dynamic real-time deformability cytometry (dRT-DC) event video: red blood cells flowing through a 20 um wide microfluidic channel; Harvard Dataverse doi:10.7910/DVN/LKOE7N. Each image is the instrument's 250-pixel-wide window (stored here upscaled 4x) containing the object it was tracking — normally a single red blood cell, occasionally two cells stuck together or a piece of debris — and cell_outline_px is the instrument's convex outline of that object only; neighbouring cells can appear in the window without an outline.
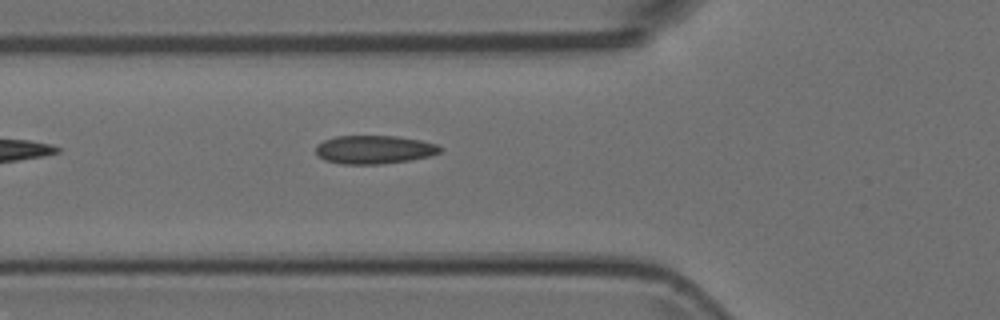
{"species": "Egyptian fruit bat (a non-hibernating species)", "species_latin": "Rousettus aegyptiacus", "temperature_condition": "room temperature", "stored_images_in_passage": 5, "camera_frame_rate_fps": 3000, "um_per_image_px": 0.085, "animal": {"sex": "female"}, "frame": {"image": 1, "passage_image": 5, "time_ms": 1.333, "image_size_px": [1000, 320], "cell_outline_px": [[440, 152], [428, 156], [412, 160], [380, 164], [340, 164], [324, 160], [316, 152], [316, 144], [324, 140], [336, 136], [396, 136], [420, 140], [436, 144], [440, 148]], "centroid_in_image_um": [31.77, 12.72], "position_along_channel_um": 94.0, "area_um2": 20.52}}